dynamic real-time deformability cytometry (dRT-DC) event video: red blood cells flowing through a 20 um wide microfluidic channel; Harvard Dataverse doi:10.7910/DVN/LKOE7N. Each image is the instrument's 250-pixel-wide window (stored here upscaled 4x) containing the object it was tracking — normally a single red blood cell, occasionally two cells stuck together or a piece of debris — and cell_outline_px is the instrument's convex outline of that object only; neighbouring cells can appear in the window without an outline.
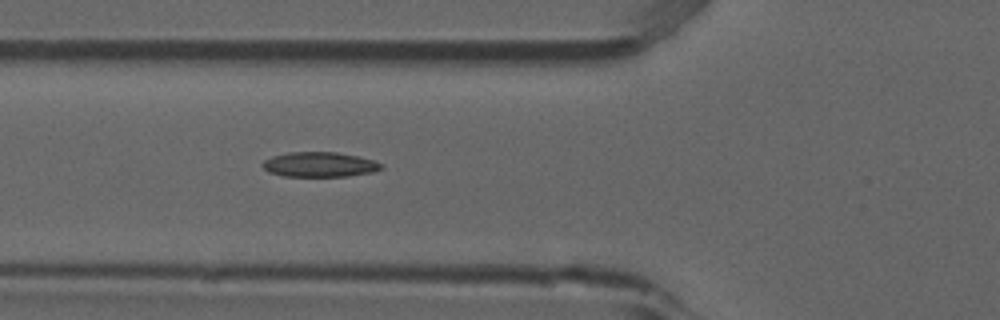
{"species": "common noctule bat (a hibernating species)", "species_latin": "Nyctalus noctula", "temperature_condition": "room temperature", "stored_images_in_passage": 6, "camera_frame_rate_fps": 3000, "um_per_image_px": 0.085, "animal": {"sex": "male", "forearm_length_mm": 52.5}, "frame": {"image": 1, "passage_image": 6, "time_ms": 1.667, "image_size_px": [1000, 320], "cell_outline_px": [[384, 168], [372, 172], [348, 176], [284, 176], [268, 172], [260, 164], [264, 160], [272, 156], [288, 152], [336, 152], [356, 156], [372, 160], [384, 164]], "centroid_in_image_um": [27.14, 13.98], "position_along_channel_um": 98.7, "area_um2": 17.22}}